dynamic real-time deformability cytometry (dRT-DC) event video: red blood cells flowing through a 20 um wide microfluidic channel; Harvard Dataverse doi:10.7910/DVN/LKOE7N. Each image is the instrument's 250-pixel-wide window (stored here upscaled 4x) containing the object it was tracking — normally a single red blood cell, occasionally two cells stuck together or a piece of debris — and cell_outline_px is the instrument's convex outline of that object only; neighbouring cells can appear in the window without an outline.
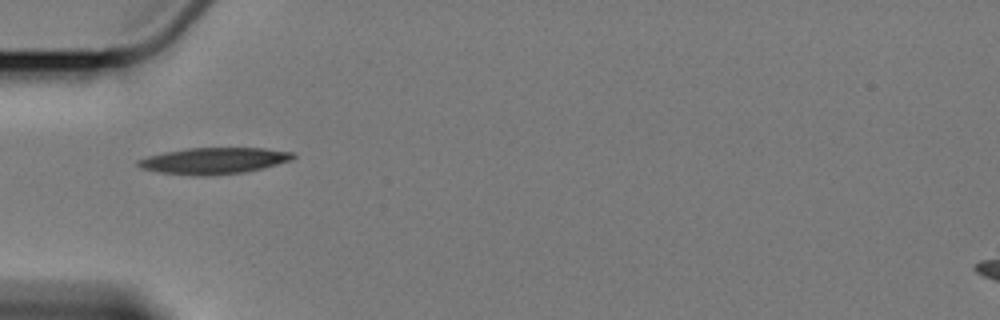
{"species": "Egyptian fruit bat (a non-hibernating species)", "species_latin": "Rousettus aegyptiacus", "temperature_condition": "cold", "stored_images_in_passage": 2, "camera_frame_rate_fps": 3000, "um_per_image_px": 0.085, "animal": {"sex": "female"}, "frame": {"image": 1, "passage_image": 1, "time_ms": 0.0, "image_size_px": [1000, 320], "cell_outline_px": [[296, 156], [292, 160], [244, 172], [208, 176], [192, 176], [156, 172], [140, 168], [136, 164], [136, 160], [148, 156], [164, 152], [188, 148], [264, 148], [296, 152]], "centroid_in_image_um": [18.15, 13.67], "position_along_channel_um": 66.9, "area_um2": 23.99}}
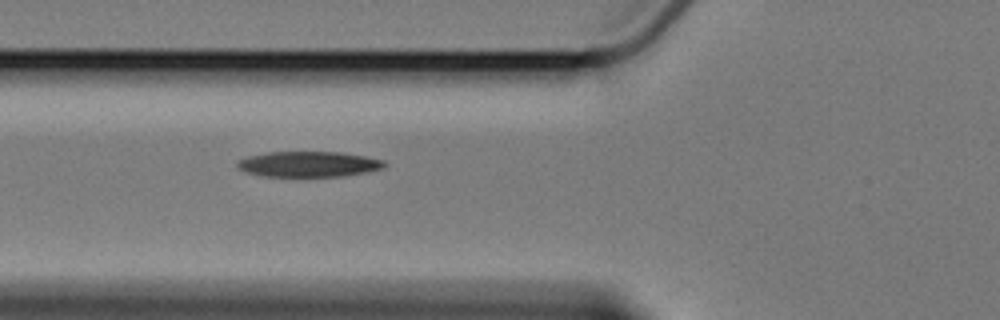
{"frame": {"image": 2, "passage_image": 2, "time_ms": 1.0, "image_size_px": [1000, 320], "cell_outline_px": [[388, 164], [384, 168], [368, 172], [344, 176], [300, 180], [296, 180], [260, 176], [244, 172], [236, 164], [240, 160], [248, 156], [268, 152], [340, 152], [364, 156], [384, 160]], "centroid_in_image_um": [26.23, 14.02], "position_along_channel_um": 99.6, "area_um2": 23.18}}